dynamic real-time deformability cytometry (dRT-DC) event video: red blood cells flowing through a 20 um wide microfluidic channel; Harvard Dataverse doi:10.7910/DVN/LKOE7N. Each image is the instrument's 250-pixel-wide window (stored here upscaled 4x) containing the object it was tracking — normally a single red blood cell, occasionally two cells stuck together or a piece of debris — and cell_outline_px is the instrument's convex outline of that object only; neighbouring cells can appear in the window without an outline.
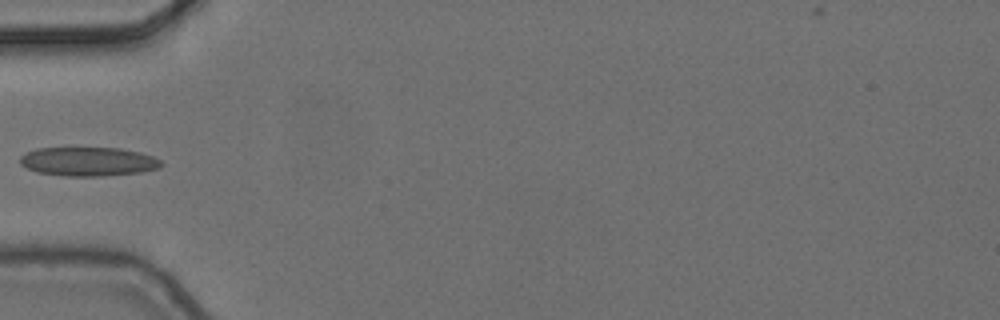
{"species": "common noctule bat (a hibernating species)", "species_latin": "Nyctalus noctula", "temperature_condition": "cold", "stored_images_in_passage": 4, "camera_frame_rate_fps": 3000, "um_per_image_px": 0.085, "animal": {"sex": "female", "body_mass_g": 24.6, "forearm_length_mm": 56.2}, "frame": {"image": 1, "passage_image": 4, "time_ms": 1.0, "image_size_px": [1000, 320], "cell_outline_px": [[164, 164], [160, 168], [140, 172], [100, 176], [64, 176], [36, 172], [20, 164], [20, 156], [36, 148], [120, 148], [140, 152], [152, 156], [160, 160]], "centroid_in_image_um": [7.51, 13.73], "position_along_channel_um": 77.5, "area_um2": 23.81}}